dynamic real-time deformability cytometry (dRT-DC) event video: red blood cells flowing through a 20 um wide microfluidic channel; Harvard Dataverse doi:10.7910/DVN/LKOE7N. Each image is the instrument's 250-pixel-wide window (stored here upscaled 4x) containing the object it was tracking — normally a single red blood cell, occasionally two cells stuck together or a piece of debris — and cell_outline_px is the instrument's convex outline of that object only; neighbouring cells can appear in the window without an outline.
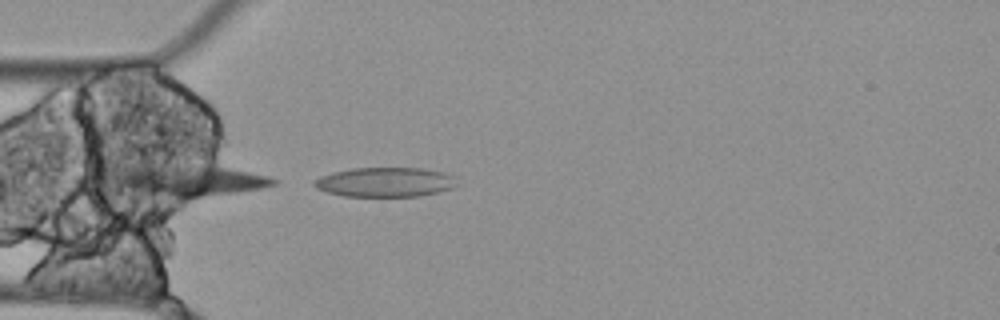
{"species": "Egyptian fruit bat (a non-hibernating species)", "species_latin": "Rousettus aegyptiacus", "temperature_condition": "cold", "stored_images_in_passage": 4, "camera_frame_rate_fps": 3000, "um_per_image_px": 0.085, "animal": {"sex": "female"}, "frame": {"image": 1, "passage_image": 4, "time_ms": 1.0, "image_size_px": [1000, 320], "cell_outline_px": [[460, 184], [452, 188], [440, 192], [420, 196], [344, 196], [328, 192], [316, 188], [312, 184], [312, 180], [320, 176], [332, 172], [352, 168], [420, 168], [444, 172], [456, 176]], "centroid_in_image_um": [32.78, 15.48], "position_along_channel_um": 52.2, "area_um2": 24.91}}